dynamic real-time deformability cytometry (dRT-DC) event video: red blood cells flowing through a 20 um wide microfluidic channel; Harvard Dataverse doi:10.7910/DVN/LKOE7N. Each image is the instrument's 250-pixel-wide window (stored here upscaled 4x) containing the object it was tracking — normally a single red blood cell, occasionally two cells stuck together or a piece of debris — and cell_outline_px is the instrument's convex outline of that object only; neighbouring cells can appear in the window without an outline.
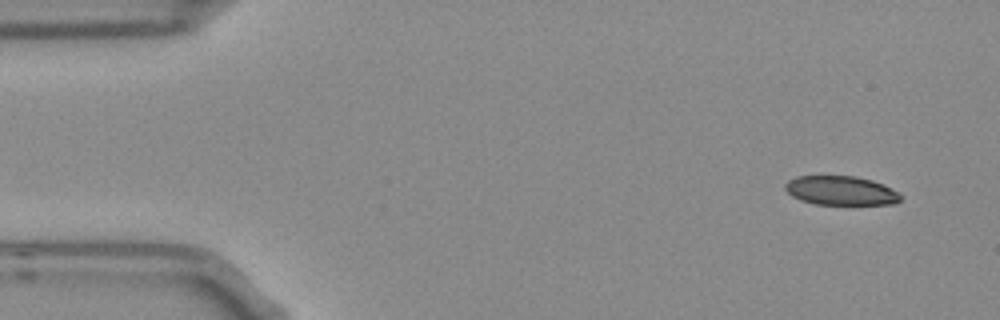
{"species": "Egyptian fruit bat (a non-hibernating species)", "species_latin": "Rousettus aegyptiacus", "temperature_condition": "room temperature", "stored_images_in_passage": 5, "camera_frame_rate_fps": 3000, "um_per_image_px": 0.085, "frame": {"image": 1, "passage_image": 1, "time_ms": 0.0, "image_size_px": [1000, 320], "cell_outline_px": [[904, 196], [896, 204], [816, 204], [800, 200], [792, 196], [784, 188], [784, 184], [788, 180], [796, 176], [856, 176], [872, 180], [884, 184], [900, 192]], "centroid_in_image_um": [71.51, 16.2], "position_along_channel_um": 13.5, "area_um2": 19.83}}
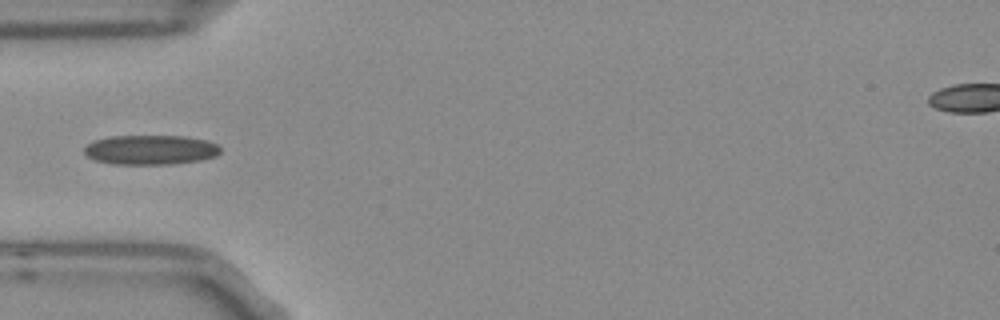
{"frame": {"image": 2, "passage_image": 4, "time_ms": 1.0, "image_size_px": [1000, 320], "cell_outline_px": [[220, 152], [216, 156], [200, 160], [172, 164], [112, 164], [96, 160], [88, 156], [84, 152], [84, 148], [92, 140], [112, 136], [184, 136], [208, 140], [216, 144], [220, 148]], "centroid_in_image_um": [12.8, 12.73], "position_along_channel_um": 72.2, "area_um2": 23.52}}
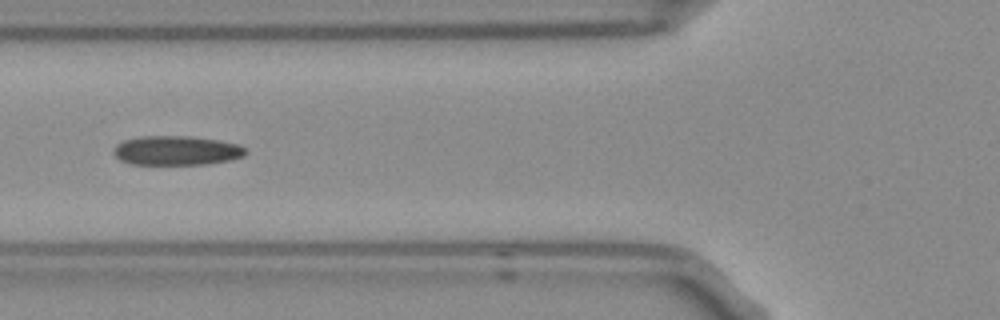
{"frame": {"image": 3, "passage_image": 5, "time_ms": 1.333, "image_size_px": [1000, 320], "cell_outline_px": [[248, 152], [244, 156], [232, 160], [208, 164], [132, 164], [120, 160], [112, 152], [116, 144], [124, 140], [144, 136], [188, 136], [220, 140], [240, 144]], "centroid_in_image_um": [15.04, 12.79], "position_along_channel_um": 110.8, "area_um2": 22.72}}